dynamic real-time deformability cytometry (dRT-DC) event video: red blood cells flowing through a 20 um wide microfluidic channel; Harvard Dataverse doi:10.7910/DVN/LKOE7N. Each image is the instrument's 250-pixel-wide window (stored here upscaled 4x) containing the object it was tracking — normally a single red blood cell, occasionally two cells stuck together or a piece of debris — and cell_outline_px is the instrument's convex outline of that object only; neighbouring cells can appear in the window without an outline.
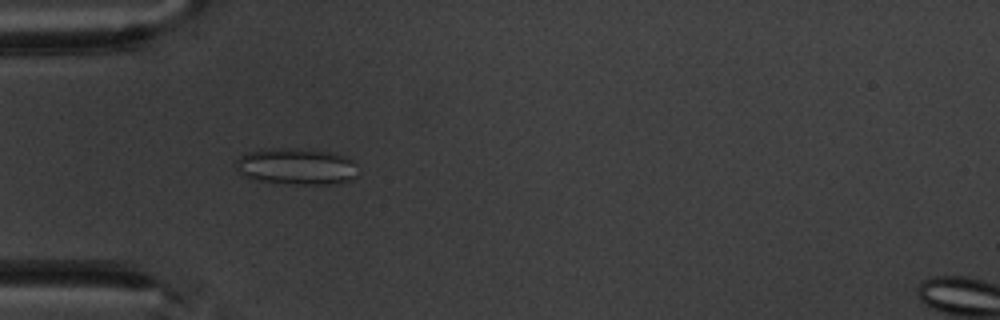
{"species": "common noctule bat (a hibernating species)", "species_latin": "Nyctalus noctula", "temperature_condition": "warm", "stored_images_in_passage": 4, "camera_frame_rate_fps": 3000, "um_per_image_px": 0.085, "animal": {"sex": "male", "body_mass_g": 20.1, "forearm_length_mm": 53.5}, "frame": {"image": 1, "passage_image": 3, "time_ms": 3.0, "image_size_px": [1000, 320], "cell_outline_px": [[356, 176], [340, 184], [292, 184], [256, 180], [244, 176], [236, 168], [236, 160], [240, 156], [248, 152], [272, 148], [312, 148], [336, 152], [352, 160]], "centroid_in_image_um": [25.2, 14.13], "position_along_channel_um": 59.8, "area_um2": 26.18}}
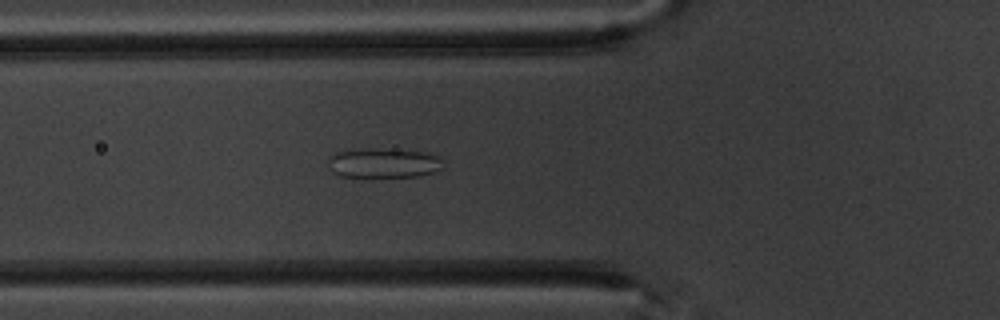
{"frame": {"image": 2, "passage_image": 4, "time_ms": 4.0, "image_size_px": [1000, 320], "cell_outline_px": [[444, 168], [420, 176], [368, 180], [340, 176], [332, 172], [328, 160], [336, 152], [364, 148], [372, 148], [428, 152], [440, 156], [444, 160]], "centroid_in_image_um": [32.64, 13.91], "position_along_channel_um": 93.2, "area_um2": 21.04}}